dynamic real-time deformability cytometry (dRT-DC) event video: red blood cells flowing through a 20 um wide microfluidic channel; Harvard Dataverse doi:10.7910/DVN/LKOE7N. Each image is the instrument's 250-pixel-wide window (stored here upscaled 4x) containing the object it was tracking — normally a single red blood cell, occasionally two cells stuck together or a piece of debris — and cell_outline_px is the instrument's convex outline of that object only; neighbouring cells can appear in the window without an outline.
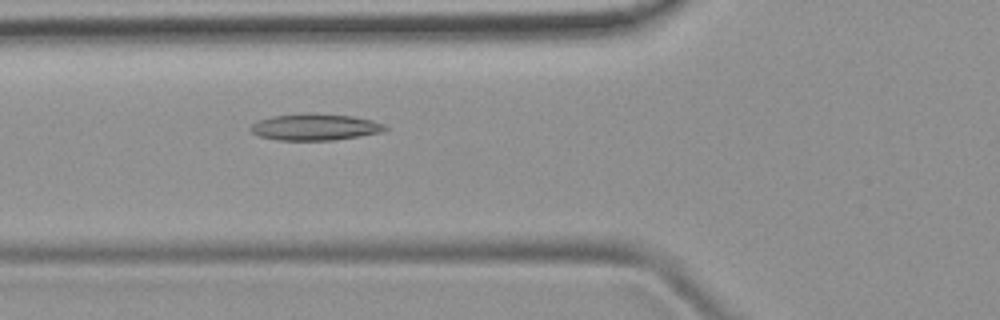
{"species": "common noctule bat (a hibernating species)", "species_latin": "Nyctalus noctula", "temperature_condition": "room temperature", "stored_images_in_passage": 4, "camera_frame_rate_fps": 3000, "um_per_image_px": 0.085, "animal": {"sex": "female", "body_mass_g": 19.9}, "frame": {"image": 1, "passage_image": 4, "time_ms": 4.333, "image_size_px": [1000, 320], "cell_outline_px": [[388, 128], [380, 132], [360, 136], [336, 140], [276, 140], [260, 136], [252, 132], [248, 128], [252, 124], [260, 120], [272, 116], [308, 112], [352, 116], [372, 120], [384, 124]], "centroid_in_image_um": [26.76, 10.79], "position_along_channel_um": 99.0, "area_um2": 20.87}}